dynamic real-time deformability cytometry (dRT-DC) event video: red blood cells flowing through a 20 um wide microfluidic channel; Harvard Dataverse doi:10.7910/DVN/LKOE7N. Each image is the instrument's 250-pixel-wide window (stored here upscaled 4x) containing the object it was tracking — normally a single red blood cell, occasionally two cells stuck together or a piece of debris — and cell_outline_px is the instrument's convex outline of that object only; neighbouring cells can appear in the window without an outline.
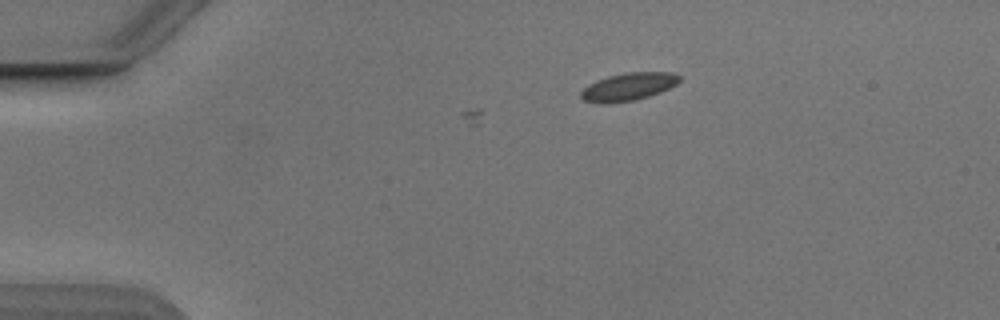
{"species": "Egyptian fruit bat (a non-hibernating species)", "species_latin": "Rousettus aegyptiacus", "temperature_condition": "cold", "stored_images_in_passage": 11, "camera_frame_rate_fps": 3000, "um_per_image_px": 0.085, "animal": {"sex": "male"}, "frame": {"image": 1, "passage_image": 11, "time_ms": 3.333, "image_size_px": [1000, 320], "cell_outline_px": [[680, 80], [676, 84], [660, 92], [636, 100], [608, 104], [600, 104], [584, 100], [580, 96], [580, 92], [588, 84], [596, 80], [608, 76], [624, 72], [672, 72], [680, 76]], "centroid_in_image_um": [53.38, 7.37], "position_along_channel_um": 31.6, "area_um2": 16.07}}